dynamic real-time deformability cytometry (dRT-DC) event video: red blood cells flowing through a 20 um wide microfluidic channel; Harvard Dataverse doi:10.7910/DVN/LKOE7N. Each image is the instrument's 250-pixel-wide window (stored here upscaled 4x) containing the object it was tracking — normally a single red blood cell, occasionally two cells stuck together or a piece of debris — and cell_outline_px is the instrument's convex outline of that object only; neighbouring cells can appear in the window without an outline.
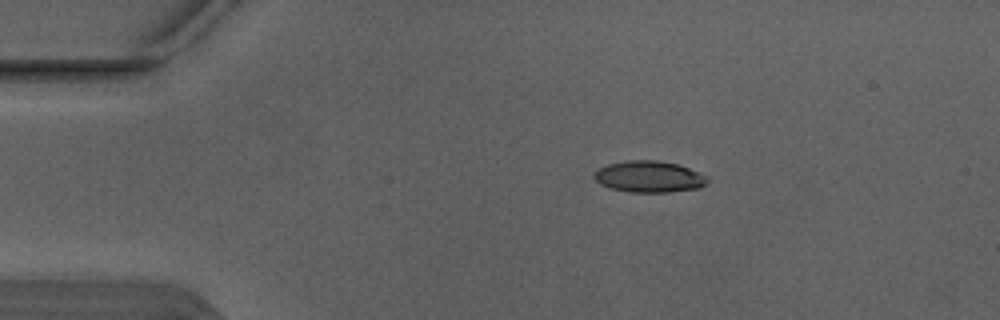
{"species": "Egyptian fruit bat (a non-hibernating species)", "species_latin": "Rousettus aegyptiacus", "temperature_condition": "warm", "stored_images_in_passage": 2, "camera_frame_rate_fps": 3000, "um_per_image_px": 0.085, "animal": {"sex": "male"}, "frame": {"image": 1, "passage_image": 2, "time_ms": 0.333, "image_size_px": [1000, 320], "cell_outline_px": [[708, 184], [700, 188], [668, 192], [628, 192], [608, 188], [600, 184], [592, 176], [600, 168], [608, 164], [628, 160], [656, 160], [680, 164], [708, 176]], "centroid_in_image_um": [55.2, 15.02], "position_along_channel_um": 29.8, "area_um2": 20.98}}